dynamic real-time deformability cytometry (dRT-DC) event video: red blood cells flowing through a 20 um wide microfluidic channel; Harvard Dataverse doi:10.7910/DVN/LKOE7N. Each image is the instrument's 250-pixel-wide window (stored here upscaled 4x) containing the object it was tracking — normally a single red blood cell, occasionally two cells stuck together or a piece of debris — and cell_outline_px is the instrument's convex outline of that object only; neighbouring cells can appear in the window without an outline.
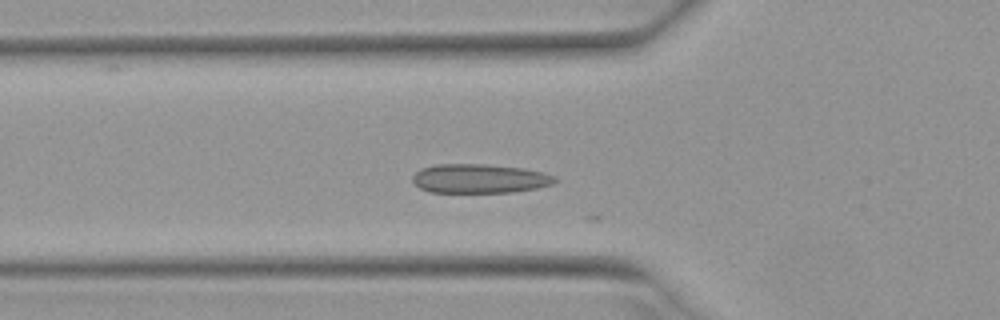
{"species": "Egyptian fruit bat (a non-hibernating species)", "species_latin": "Rousettus aegyptiacus", "temperature_condition": "warm", "stored_images_in_passage": 13, "camera_frame_rate_fps": 3000, "um_per_image_px": 0.085, "animal": {"sex": "female"}, "frame": {"image": 1, "passage_image": 11, "time_ms": 3.333, "image_size_px": [1000, 320], "cell_outline_px": [[560, 180], [552, 184], [536, 188], [512, 192], [428, 192], [420, 188], [412, 180], [412, 176], [420, 168], [436, 164], [484, 164], [524, 168], [544, 172], [556, 176]], "centroid_in_image_um": [40.78, 15.17], "position_along_channel_um": 85.0, "area_um2": 24.33}}